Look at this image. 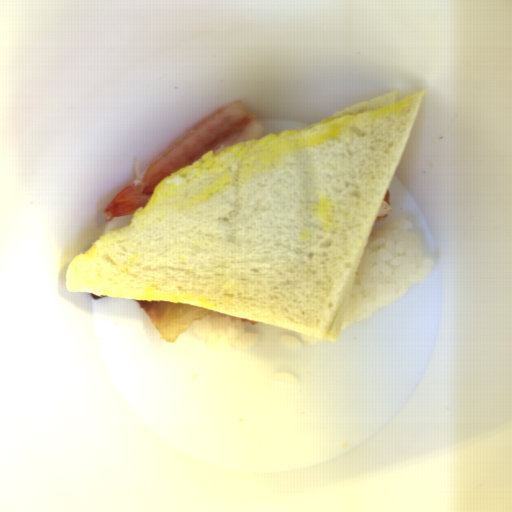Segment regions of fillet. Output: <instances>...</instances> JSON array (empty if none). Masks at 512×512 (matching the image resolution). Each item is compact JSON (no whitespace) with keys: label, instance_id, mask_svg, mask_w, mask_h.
<instances>
[{"label":"fillet","instance_id":"obj_1","mask_svg":"<svg viewBox=\"0 0 512 512\" xmlns=\"http://www.w3.org/2000/svg\"><path fill=\"white\" fill-rule=\"evenodd\" d=\"M135 300V299H134ZM165 343H174L194 321L218 311L177 303L135 300Z\"/></svg>","mask_w":512,"mask_h":512},{"label":"fillet","instance_id":"obj_2","mask_svg":"<svg viewBox=\"0 0 512 512\" xmlns=\"http://www.w3.org/2000/svg\"><path fill=\"white\" fill-rule=\"evenodd\" d=\"M392 202L390 197L389 189L387 188L377 211L375 222L386 219L391 214Z\"/></svg>","mask_w":512,"mask_h":512}]
</instances>
